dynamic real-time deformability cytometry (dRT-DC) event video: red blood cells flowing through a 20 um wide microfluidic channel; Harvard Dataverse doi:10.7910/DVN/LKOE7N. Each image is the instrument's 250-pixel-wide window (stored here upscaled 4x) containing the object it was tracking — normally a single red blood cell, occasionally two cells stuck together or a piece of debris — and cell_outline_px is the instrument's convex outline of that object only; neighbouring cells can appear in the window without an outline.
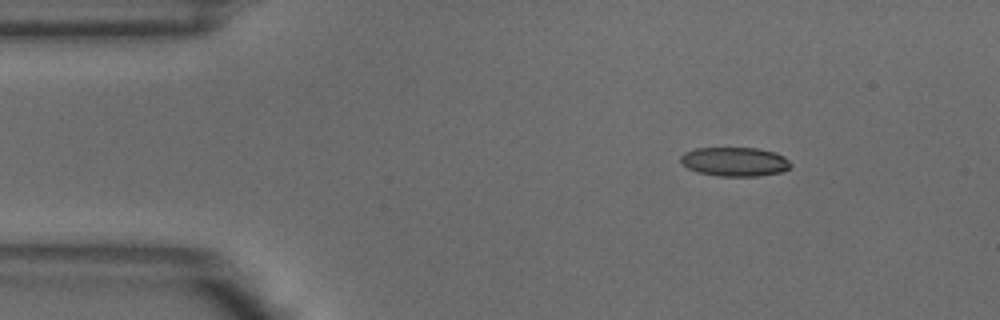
{"species": "common noctule bat (a hibernating species)", "species_latin": "Nyctalus noctula", "temperature_condition": "warm", "stored_images_in_passage": 3, "camera_frame_rate_fps": 3000, "um_per_image_px": 0.085, "animal": {"sex": "male", "body_mass_g": 18.8}, "frame": {"image": 1, "passage_image": 1, "time_ms": 0.0, "image_size_px": [1000, 320], "cell_outline_px": [[792, 168], [784, 172], [756, 176], [716, 176], [696, 172], [680, 164], [680, 156], [684, 152], [696, 148], [756, 148], [776, 152], [784, 156], [792, 164]], "centroid_in_image_um": [62.46, 13.75], "position_along_channel_um": 22.5, "area_um2": 19.02}}